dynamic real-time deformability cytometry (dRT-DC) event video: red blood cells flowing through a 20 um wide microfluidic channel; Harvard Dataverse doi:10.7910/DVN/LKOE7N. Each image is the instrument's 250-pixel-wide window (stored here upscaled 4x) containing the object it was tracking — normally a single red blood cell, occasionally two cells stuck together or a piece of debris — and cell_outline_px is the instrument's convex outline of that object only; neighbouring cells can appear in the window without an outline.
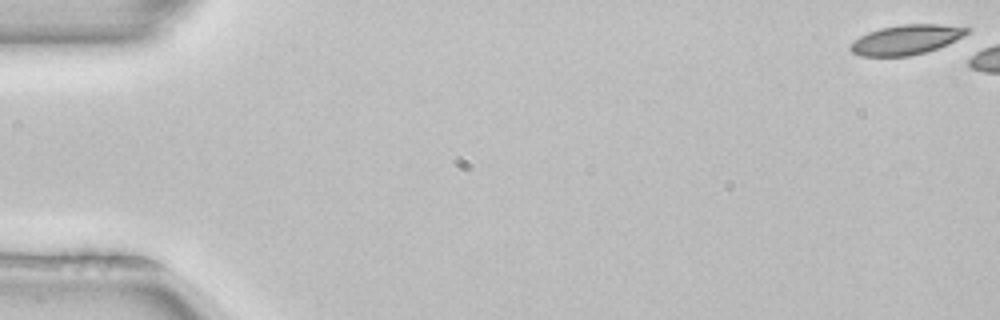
{"species": "common noctule bat (a hibernating species)", "species_latin": "Nyctalus noctula", "temperature_condition": "room temperature", "stored_images_in_passage": 6, "camera_frame_rate_fps": 3000, "um_per_image_px": 0.085, "animal": {"sex": "female", "body_mass_g": 22.7, "forearm_length_mm": 54.2}, "frame": {"image": 1, "passage_image": 1, "time_ms": 0.0, "image_size_px": [1000, 320], "cell_outline_px": [[972, 28], [964, 36], [936, 48], [924, 52], [908, 56], [860, 56], [852, 52], [848, 48], [860, 36], [868, 32], [880, 28], [904, 24], [940, 24]], "centroid_in_image_um": [77.02, 3.36], "position_along_channel_um": 8.0, "area_um2": 19.94}}